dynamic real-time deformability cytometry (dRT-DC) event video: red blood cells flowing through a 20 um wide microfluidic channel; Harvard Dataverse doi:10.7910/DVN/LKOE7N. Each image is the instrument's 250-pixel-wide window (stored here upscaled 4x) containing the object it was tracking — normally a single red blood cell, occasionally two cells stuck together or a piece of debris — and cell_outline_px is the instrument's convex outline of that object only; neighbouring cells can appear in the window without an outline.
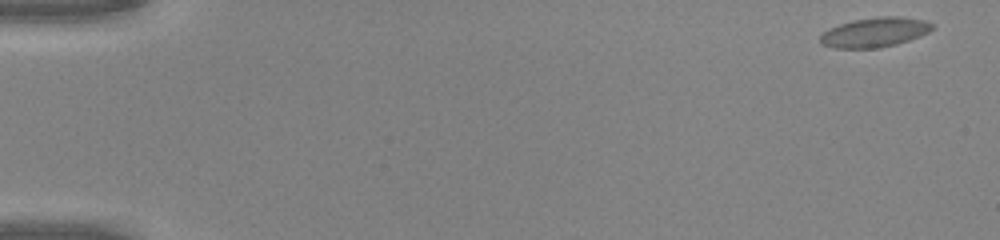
{"species": "common noctule bat (a hibernating species)", "species_latin": "Nyctalus noctula", "temperature_condition": "warm", "stored_images_in_passage": 52, "camera_frame_rate_fps": 3000, "um_per_image_px": 0.085, "animal": {"sex": "male", "body_mass_g": 20.0, "forearm_length_mm": 53.3}, "frame": {"image": 1, "passage_image": 1, "time_ms": 0.0, "image_size_px": [1000, 240], "cell_outline_px": [[932, 28], [928, 32], [920, 36], [896, 44], [880, 48], [836, 48], [820, 44], [820, 36], [824, 32], [840, 24], [856, 20], [880, 16], [896, 16], [924, 20], [932, 24]], "centroid_in_image_um": [74.35, 2.75], "position_along_channel_um": 10.7, "area_um2": 19.02}}
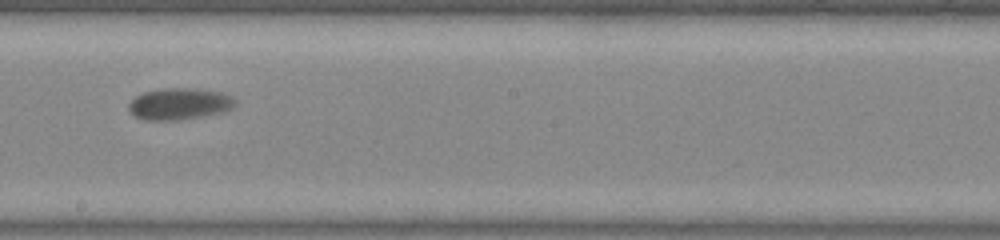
{"frame": {"image": 2, "passage_image": 30, "time_ms": 9.667, "image_size_px": [1000, 240], "cell_outline_px": [[236, 104], [232, 108], [224, 112], [204, 116], [176, 120], [144, 120], [136, 116], [128, 108], [128, 104], [136, 96], [144, 92], [164, 88], [192, 88], [220, 92], [232, 96], [236, 100]], "centroid_in_image_um": [15.28, 8.83], "position_along_channel_um": 232.9, "area_um2": 19.59}}
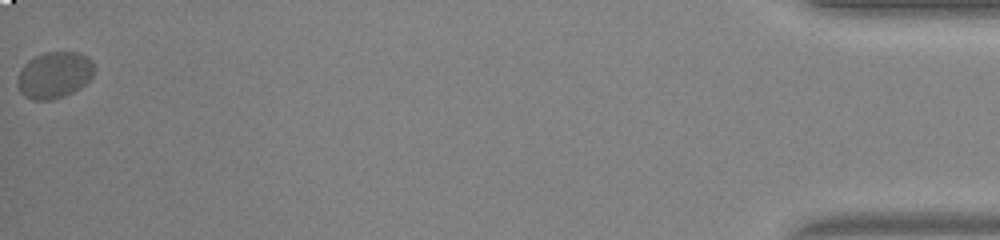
{"frame": {"image": 3, "passage_image": 52, "time_ms": 17.0, "image_size_px": [1000, 240], "cell_outline_px": [[96, 68], [92, 76], [80, 88], [64, 96], [52, 100], [32, 100], [24, 96], [20, 92], [16, 84], [16, 80], [20, 68], [28, 60], [44, 52], [80, 52], [88, 56], [92, 60]], "centroid_in_image_um": [4.61, 6.37], "position_along_channel_um": 430.6, "area_um2": 21.21}, "authors_computed_cell_mechanics": {"area_um2": 19.0162, "velocity_mm_per_s": 3.961, "shape_relaxation_time_tau1_ms": 10.0038, "shape_relaxation_time_tau2_ms": null, "deformation_change_tau1": 0.1761, "deformation_change_tau2": null}}